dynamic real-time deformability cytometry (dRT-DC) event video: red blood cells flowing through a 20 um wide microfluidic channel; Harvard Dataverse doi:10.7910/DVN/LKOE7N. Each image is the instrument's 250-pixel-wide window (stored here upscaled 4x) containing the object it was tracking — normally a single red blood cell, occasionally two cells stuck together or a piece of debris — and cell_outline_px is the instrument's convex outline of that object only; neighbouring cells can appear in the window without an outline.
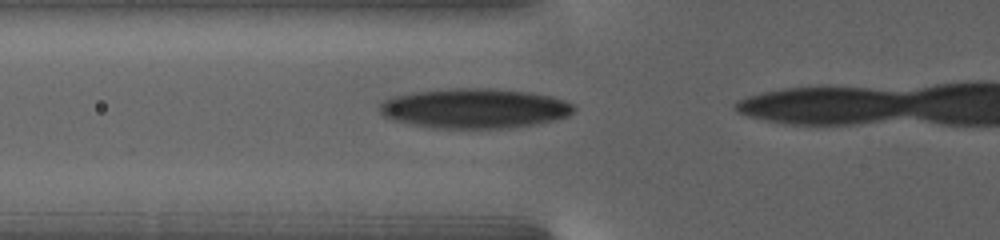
{"species": "human", "species_latin": "Homo sapiens", "temperature_condition": "warm", "stored_images_in_passage": 8, "camera_frame_rate_fps": 3000, "um_per_image_px": 0.085, "donor": {"sex": "female"}, "frame": {"image": 1, "passage_image": 2, "time_ms": 0.667, "image_size_px": [1000, 240], "cell_outline_px": [[576, 108], [568, 116], [552, 120], [532, 124], [508, 128], [444, 128], [416, 124], [396, 120], [384, 116], [380, 112], [380, 104], [384, 100], [396, 96], [416, 92], [448, 88], [496, 88], [528, 92], [552, 96], [564, 100], [572, 104]], "centroid_in_image_um": [40.38, 9.19], "position_along_channel_um": 85.4, "area_um2": 44.51}}
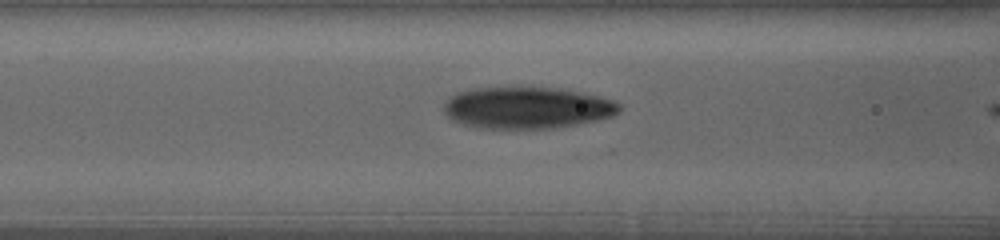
{"frame": {"image": 2, "passage_image": 6, "time_ms": 2.0, "image_size_px": [1000, 240], "cell_outline_px": [[620, 112], [612, 116], [596, 120], [576, 124], [552, 128], [476, 128], [452, 120], [444, 112], [444, 104], [452, 96], [460, 92], [476, 88], [560, 88], [596, 96], [612, 100], [620, 104]], "centroid_in_image_um": [44.8, 9.17], "position_along_channel_um": 121.8, "area_um2": 42.02}}